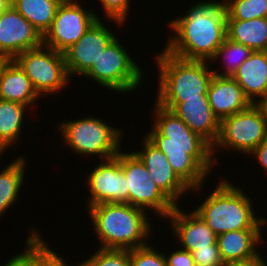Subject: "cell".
Instances as JSON below:
<instances>
[{
  "label": "cell",
  "mask_w": 267,
  "mask_h": 266,
  "mask_svg": "<svg viewBox=\"0 0 267 266\" xmlns=\"http://www.w3.org/2000/svg\"><path fill=\"white\" fill-rule=\"evenodd\" d=\"M11 6V2L9 0H0V14L6 11Z\"/></svg>",
  "instance_id": "38"
},
{
  "label": "cell",
  "mask_w": 267,
  "mask_h": 266,
  "mask_svg": "<svg viewBox=\"0 0 267 266\" xmlns=\"http://www.w3.org/2000/svg\"><path fill=\"white\" fill-rule=\"evenodd\" d=\"M87 210L100 240L98 248L131 250L147 245L153 235L147 212L129 203H103Z\"/></svg>",
  "instance_id": "3"
},
{
  "label": "cell",
  "mask_w": 267,
  "mask_h": 266,
  "mask_svg": "<svg viewBox=\"0 0 267 266\" xmlns=\"http://www.w3.org/2000/svg\"><path fill=\"white\" fill-rule=\"evenodd\" d=\"M63 0H15L13 8L28 20L42 36L51 28Z\"/></svg>",
  "instance_id": "25"
},
{
  "label": "cell",
  "mask_w": 267,
  "mask_h": 266,
  "mask_svg": "<svg viewBox=\"0 0 267 266\" xmlns=\"http://www.w3.org/2000/svg\"><path fill=\"white\" fill-rule=\"evenodd\" d=\"M167 266H195L191 252L183 249H179L170 253V255L165 254Z\"/></svg>",
  "instance_id": "33"
},
{
  "label": "cell",
  "mask_w": 267,
  "mask_h": 266,
  "mask_svg": "<svg viewBox=\"0 0 267 266\" xmlns=\"http://www.w3.org/2000/svg\"><path fill=\"white\" fill-rule=\"evenodd\" d=\"M207 97L219 121L247 109L252 104L237 81L229 76L213 75Z\"/></svg>",
  "instance_id": "18"
},
{
  "label": "cell",
  "mask_w": 267,
  "mask_h": 266,
  "mask_svg": "<svg viewBox=\"0 0 267 266\" xmlns=\"http://www.w3.org/2000/svg\"><path fill=\"white\" fill-rule=\"evenodd\" d=\"M262 230H235L217 235V246L224 264L246 263L262 255L256 248L262 243Z\"/></svg>",
  "instance_id": "19"
},
{
  "label": "cell",
  "mask_w": 267,
  "mask_h": 266,
  "mask_svg": "<svg viewBox=\"0 0 267 266\" xmlns=\"http://www.w3.org/2000/svg\"><path fill=\"white\" fill-rule=\"evenodd\" d=\"M195 266H224L217 243L191 252Z\"/></svg>",
  "instance_id": "32"
},
{
  "label": "cell",
  "mask_w": 267,
  "mask_h": 266,
  "mask_svg": "<svg viewBox=\"0 0 267 266\" xmlns=\"http://www.w3.org/2000/svg\"><path fill=\"white\" fill-rule=\"evenodd\" d=\"M166 219L170 220V229L183 250L210 248L217 242V235L195 211L187 213L177 205Z\"/></svg>",
  "instance_id": "17"
},
{
  "label": "cell",
  "mask_w": 267,
  "mask_h": 266,
  "mask_svg": "<svg viewBox=\"0 0 267 266\" xmlns=\"http://www.w3.org/2000/svg\"><path fill=\"white\" fill-rule=\"evenodd\" d=\"M215 189L195 208V212L216 234L235 230H261L267 218L257 217L253 200L243 188L233 185L225 177Z\"/></svg>",
  "instance_id": "4"
},
{
  "label": "cell",
  "mask_w": 267,
  "mask_h": 266,
  "mask_svg": "<svg viewBox=\"0 0 267 266\" xmlns=\"http://www.w3.org/2000/svg\"><path fill=\"white\" fill-rule=\"evenodd\" d=\"M100 1L106 19L118 25H124L129 16L131 0H98ZM115 21V22H114Z\"/></svg>",
  "instance_id": "31"
},
{
  "label": "cell",
  "mask_w": 267,
  "mask_h": 266,
  "mask_svg": "<svg viewBox=\"0 0 267 266\" xmlns=\"http://www.w3.org/2000/svg\"><path fill=\"white\" fill-rule=\"evenodd\" d=\"M256 105L261 109L267 126V97L260 99Z\"/></svg>",
  "instance_id": "37"
},
{
  "label": "cell",
  "mask_w": 267,
  "mask_h": 266,
  "mask_svg": "<svg viewBox=\"0 0 267 266\" xmlns=\"http://www.w3.org/2000/svg\"><path fill=\"white\" fill-rule=\"evenodd\" d=\"M226 20L267 18V0H223Z\"/></svg>",
  "instance_id": "28"
},
{
  "label": "cell",
  "mask_w": 267,
  "mask_h": 266,
  "mask_svg": "<svg viewBox=\"0 0 267 266\" xmlns=\"http://www.w3.org/2000/svg\"><path fill=\"white\" fill-rule=\"evenodd\" d=\"M173 111L192 131L211 146L217 141L220 121L214 115L208 98L184 99L181 103H158Z\"/></svg>",
  "instance_id": "16"
},
{
  "label": "cell",
  "mask_w": 267,
  "mask_h": 266,
  "mask_svg": "<svg viewBox=\"0 0 267 266\" xmlns=\"http://www.w3.org/2000/svg\"><path fill=\"white\" fill-rule=\"evenodd\" d=\"M3 266H33L32 262L23 254H15L11 259L7 260Z\"/></svg>",
  "instance_id": "35"
},
{
  "label": "cell",
  "mask_w": 267,
  "mask_h": 266,
  "mask_svg": "<svg viewBox=\"0 0 267 266\" xmlns=\"http://www.w3.org/2000/svg\"><path fill=\"white\" fill-rule=\"evenodd\" d=\"M26 238L25 249L22 253L32 262L33 266H69L61 255L54 252L45 242L41 233L31 228ZM71 266H81V262Z\"/></svg>",
  "instance_id": "26"
},
{
  "label": "cell",
  "mask_w": 267,
  "mask_h": 266,
  "mask_svg": "<svg viewBox=\"0 0 267 266\" xmlns=\"http://www.w3.org/2000/svg\"><path fill=\"white\" fill-rule=\"evenodd\" d=\"M42 45L43 36L12 5L0 14V56L13 60L18 54Z\"/></svg>",
  "instance_id": "14"
},
{
  "label": "cell",
  "mask_w": 267,
  "mask_h": 266,
  "mask_svg": "<svg viewBox=\"0 0 267 266\" xmlns=\"http://www.w3.org/2000/svg\"><path fill=\"white\" fill-rule=\"evenodd\" d=\"M62 141L74 153L99 156L100 161L115 157L121 148L123 130L97 116L66 120L57 124Z\"/></svg>",
  "instance_id": "6"
},
{
  "label": "cell",
  "mask_w": 267,
  "mask_h": 266,
  "mask_svg": "<svg viewBox=\"0 0 267 266\" xmlns=\"http://www.w3.org/2000/svg\"><path fill=\"white\" fill-rule=\"evenodd\" d=\"M90 171L85 178L90 193L87 207L103 203H129L127 180L116 157L101 160Z\"/></svg>",
  "instance_id": "12"
},
{
  "label": "cell",
  "mask_w": 267,
  "mask_h": 266,
  "mask_svg": "<svg viewBox=\"0 0 267 266\" xmlns=\"http://www.w3.org/2000/svg\"><path fill=\"white\" fill-rule=\"evenodd\" d=\"M19 156L0 171V217L19 200L27 166L26 157Z\"/></svg>",
  "instance_id": "24"
},
{
  "label": "cell",
  "mask_w": 267,
  "mask_h": 266,
  "mask_svg": "<svg viewBox=\"0 0 267 266\" xmlns=\"http://www.w3.org/2000/svg\"><path fill=\"white\" fill-rule=\"evenodd\" d=\"M219 1L192 4L185 15L170 20L173 36L164 50L184 60L210 61L227 37V10Z\"/></svg>",
  "instance_id": "2"
},
{
  "label": "cell",
  "mask_w": 267,
  "mask_h": 266,
  "mask_svg": "<svg viewBox=\"0 0 267 266\" xmlns=\"http://www.w3.org/2000/svg\"><path fill=\"white\" fill-rule=\"evenodd\" d=\"M224 266H267L263 256L246 263L225 264Z\"/></svg>",
  "instance_id": "36"
},
{
  "label": "cell",
  "mask_w": 267,
  "mask_h": 266,
  "mask_svg": "<svg viewBox=\"0 0 267 266\" xmlns=\"http://www.w3.org/2000/svg\"><path fill=\"white\" fill-rule=\"evenodd\" d=\"M227 38L253 51H267V18L226 20Z\"/></svg>",
  "instance_id": "22"
},
{
  "label": "cell",
  "mask_w": 267,
  "mask_h": 266,
  "mask_svg": "<svg viewBox=\"0 0 267 266\" xmlns=\"http://www.w3.org/2000/svg\"><path fill=\"white\" fill-rule=\"evenodd\" d=\"M82 7L78 0H63L58 6L51 28L43 36V45L63 53L75 44L100 17Z\"/></svg>",
  "instance_id": "11"
},
{
  "label": "cell",
  "mask_w": 267,
  "mask_h": 266,
  "mask_svg": "<svg viewBox=\"0 0 267 266\" xmlns=\"http://www.w3.org/2000/svg\"><path fill=\"white\" fill-rule=\"evenodd\" d=\"M249 155L258 161V164L261 166L260 168L262 170L264 168V173L266 172L265 174H267V136Z\"/></svg>",
  "instance_id": "34"
},
{
  "label": "cell",
  "mask_w": 267,
  "mask_h": 266,
  "mask_svg": "<svg viewBox=\"0 0 267 266\" xmlns=\"http://www.w3.org/2000/svg\"><path fill=\"white\" fill-rule=\"evenodd\" d=\"M158 88L155 103H181L184 99L208 98L214 75L209 61L184 60L163 50L155 54Z\"/></svg>",
  "instance_id": "5"
},
{
  "label": "cell",
  "mask_w": 267,
  "mask_h": 266,
  "mask_svg": "<svg viewBox=\"0 0 267 266\" xmlns=\"http://www.w3.org/2000/svg\"><path fill=\"white\" fill-rule=\"evenodd\" d=\"M124 152L121 149L115 157L120 161L127 180L129 204L145 211H154L157 218L166 220L176 205L156 186L139 157L132 151Z\"/></svg>",
  "instance_id": "9"
},
{
  "label": "cell",
  "mask_w": 267,
  "mask_h": 266,
  "mask_svg": "<svg viewBox=\"0 0 267 266\" xmlns=\"http://www.w3.org/2000/svg\"><path fill=\"white\" fill-rule=\"evenodd\" d=\"M103 22L101 18L97 19L75 44L63 52L70 78L74 75L83 76L117 37Z\"/></svg>",
  "instance_id": "13"
},
{
  "label": "cell",
  "mask_w": 267,
  "mask_h": 266,
  "mask_svg": "<svg viewBox=\"0 0 267 266\" xmlns=\"http://www.w3.org/2000/svg\"><path fill=\"white\" fill-rule=\"evenodd\" d=\"M154 107L153 128L145 133L146 137L163 152L173 171L191 191L198 192L215 166L212 146L173 111L158 103Z\"/></svg>",
  "instance_id": "1"
},
{
  "label": "cell",
  "mask_w": 267,
  "mask_h": 266,
  "mask_svg": "<svg viewBox=\"0 0 267 266\" xmlns=\"http://www.w3.org/2000/svg\"><path fill=\"white\" fill-rule=\"evenodd\" d=\"M154 247L147 244L129 250L130 266H167L164 252L156 251Z\"/></svg>",
  "instance_id": "30"
},
{
  "label": "cell",
  "mask_w": 267,
  "mask_h": 266,
  "mask_svg": "<svg viewBox=\"0 0 267 266\" xmlns=\"http://www.w3.org/2000/svg\"><path fill=\"white\" fill-rule=\"evenodd\" d=\"M27 108L24 104L0 99V153L4 154L19 141Z\"/></svg>",
  "instance_id": "23"
},
{
  "label": "cell",
  "mask_w": 267,
  "mask_h": 266,
  "mask_svg": "<svg viewBox=\"0 0 267 266\" xmlns=\"http://www.w3.org/2000/svg\"><path fill=\"white\" fill-rule=\"evenodd\" d=\"M143 149L134 153L144 163L156 186L177 206V201L191 189L173 171L163 152L145 135ZM179 199V200H178Z\"/></svg>",
  "instance_id": "15"
},
{
  "label": "cell",
  "mask_w": 267,
  "mask_h": 266,
  "mask_svg": "<svg viewBox=\"0 0 267 266\" xmlns=\"http://www.w3.org/2000/svg\"><path fill=\"white\" fill-rule=\"evenodd\" d=\"M232 78L252 104L267 97V51H253Z\"/></svg>",
  "instance_id": "20"
},
{
  "label": "cell",
  "mask_w": 267,
  "mask_h": 266,
  "mask_svg": "<svg viewBox=\"0 0 267 266\" xmlns=\"http://www.w3.org/2000/svg\"><path fill=\"white\" fill-rule=\"evenodd\" d=\"M13 60L29 77L40 97L62 92L73 80L66 70L63 53L44 45L22 52Z\"/></svg>",
  "instance_id": "10"
},
{
  "label": "cell",
  "mask_w": 267,
  "mask_h": 266,
  "mask_svg": "<svg viewBox=\"0 0 267 266\" xmlns=\"http://www.w3.org/2000/svg\"><path fill=\"white\" fill-rule=\"evenodd\" d=\"M115 38L93 66L83 75L115 93L134 92L141 85L144 73L131 58L130 52ZM126 49V50H125Z\"/></svg>",
  "instance_id": "7"
},
{
  "label": "cell",
  "mask_w": 267,
  "mask_h": 266,
  "mask_svg": "<svg viewBox=\"0 0 267 266\" xmlns=\"http://www.w3.org/2000/svg\"><path fill=\"white\" fill-rule=\"evenodd\" d=\"M40 98L20 66L14 60H8L0 72V99L30 107Z\"/></svg>",
  "instance_id": "21"
},
{
  "label": "cell",
  "mask_w": 267,
  "mask_h": 266,
  "mask_svg": "<svg viewBox=\"0 0 267 266\" xmlns=\"http://www.w3.org/2000/svg\"><path fill=\"white\" fill-rule=\"evenodd\" d=\"M89 257L81 261V266H130L129 250L98 248Z\"/></svg>",
  "instance_id": "29"
},
{
  "label": "cell",
  "mask_w": 267,
  "mask_h": 266,
  "mask_svg": "<svg viewBox=\"0 0 267 266\" xmlns=\"http://www.w3.org/2000/svg\"><path fill=\"white\" fill-rule=\"evenodd\" d=\"M252 52L253 50L249 47L226 37L222 45L215 52V55L209 61L212 65L216 63L218 59L222 60V58H225V60H223L225 61V63L223 62V64H225V68L223 67L224 70L219 72V70H222V66H220L221 69H216L214 67V69H212L214 75L232 77L238 67L251 55Z\"/></svg>",
  "instance_id": "27"
},
{
  "label": "cell",
  "mask_w": 267,
  "mask_h": 266,
  "mask_svg": "<svg viewBox=\"0 0 267 266\" xmlns=\"http://www.w3.org/2000/svg\"><path fill=\"white\" fill-rule=\"evenodd\" d=\"M9 59L5 58V57H2L0 56V72L4 66V64L8 61Z\"/></svg>",
  "instance_id": "39"
},
{
  "label": "cell",
  "mask_w": 267,
  "mask_h": 266,
  "mask_svg": "<svg viewBox=\"0 0 267 266\" xmlns=\"http://www.w3.org/2000/svg\"><path fill=\"white\" fill-rule=\"evenodd\" d=\"M266 136L267 126L263 113L256 104H251L247 109L220 121L219 136L212 146L213 160L216 164V153H220L219 150L223 148L249 156Z\"/></svg>",
  "instance_id": "8"
}]
</instances>
